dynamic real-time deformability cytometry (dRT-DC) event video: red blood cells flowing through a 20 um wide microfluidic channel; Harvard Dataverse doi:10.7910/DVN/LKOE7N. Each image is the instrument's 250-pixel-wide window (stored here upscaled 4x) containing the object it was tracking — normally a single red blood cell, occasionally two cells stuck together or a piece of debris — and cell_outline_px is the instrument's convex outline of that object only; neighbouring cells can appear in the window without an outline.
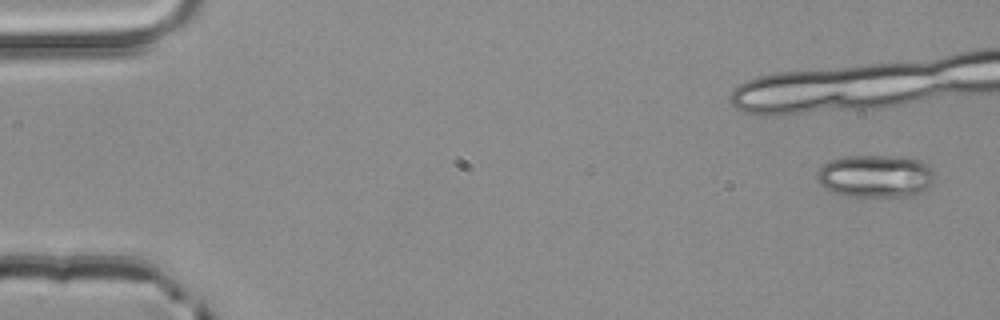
{"species": "common noctule bat (a hibernating species)", "species_latin": "Nyctalus noctula", "temperature_condition": "room temperature", "stored_images_in_passage": 6, "segment_of_instrument_passage": [1, 2], "camera_frame_rate_fps": 3000, "um_per_image_px": 0.085, "animal": {"sex": "male", "body_mass_g": 20.4}, "frame": {"image": 1, "passage_image": 1, "time_ms": 0.0, "image_size_px": [1000, 320], "cell_outline_px": [[936, 180], [924, 192], [916, 196], [844, 196], [832, 192], [824, 188], [816, 180], [816, 172], [828, 160], [844, 156], [916, 156], [928, 164], [936, 172]], "centroid_in_image_um": [74.49, 14.96], "position_along_channel_um": 10.5, "area_um2": 30.35}}
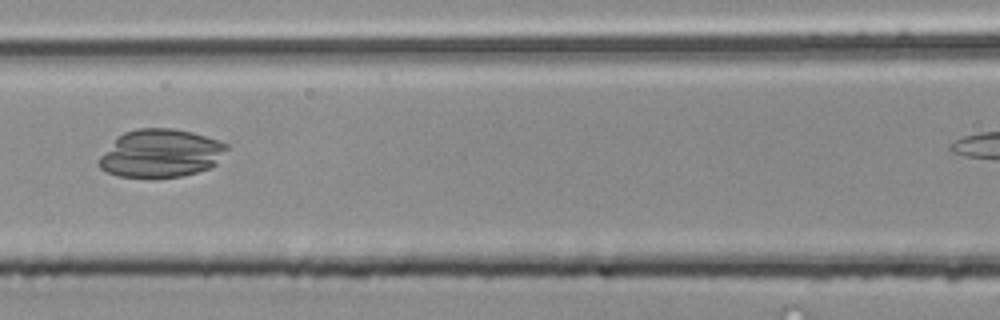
{"frame": {"image": 2, "passage_image": 5, "time_ms": 1.333, "image_size_px": [1000, 320], "cell_outline_px": [[228, 148], [216, 164], [208, 168], [196, 172], [180, 176], [120, 176], [108, 172], [100, 168], [96, 164], [96, 160], [116, 136], [124, 132], [136, 128], [172, 128], [192, 132], [228, 144]], "centroid_in_image_um": [13.61, 13.0], "position_along_channel_um": 153.0, "area_um2": 35.6}}